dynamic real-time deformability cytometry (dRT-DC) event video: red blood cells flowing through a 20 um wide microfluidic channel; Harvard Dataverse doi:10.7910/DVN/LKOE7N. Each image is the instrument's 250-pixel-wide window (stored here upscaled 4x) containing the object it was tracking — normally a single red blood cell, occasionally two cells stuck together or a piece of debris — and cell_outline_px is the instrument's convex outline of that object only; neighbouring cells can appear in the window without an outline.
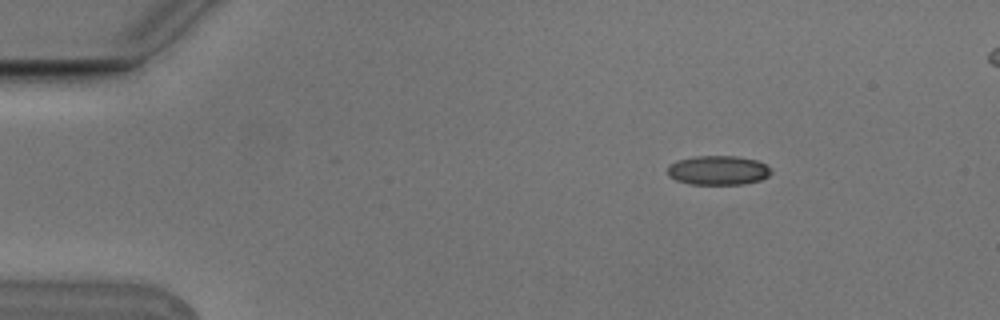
{"species": "Egyptian fruit bat (a non-hibernating species)", "species_latin": "Rousettus aegyptiacus", "temperature_condition": "cold", "stored_images_in_passage": 4, "camera_frame_rate_fps": 3000, "um_per_image_px": 0.085, "animal": {"sex": "male"}, "frame": {"image": 1, "passage_image": 1, "time_ms": 0.0, "image_size_px": [1000, 320], "cell_outline_px": [[772, 172], [768, 176], [760, 180], [744, 184], [688, 184], [676, 180], [668, 176], [668, 164], [676, 160], [696, 156], [736, 156], [756, 160], [772, 168]], "centroid_in_image_um": [61.02, 14.47], "position_along_channel_um": 24.0, "area_um2": 17.8}}